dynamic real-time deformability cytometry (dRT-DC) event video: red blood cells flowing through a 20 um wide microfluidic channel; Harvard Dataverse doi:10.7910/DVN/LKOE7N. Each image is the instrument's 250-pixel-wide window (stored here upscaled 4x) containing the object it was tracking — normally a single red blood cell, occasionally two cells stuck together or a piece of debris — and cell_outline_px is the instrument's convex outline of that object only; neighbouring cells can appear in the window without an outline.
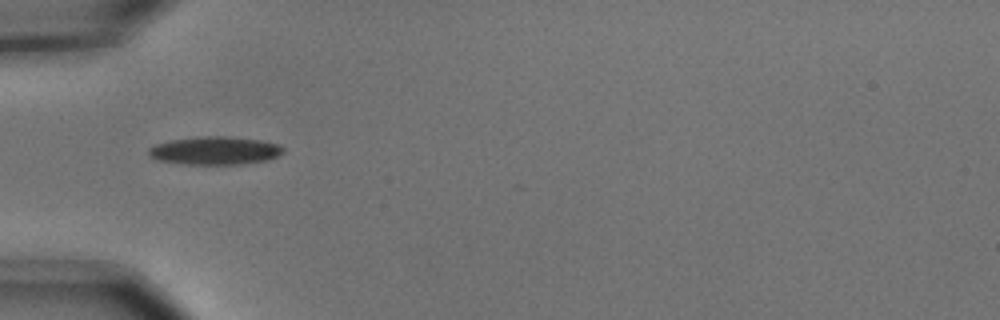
{"species": "common noctule bat (a hibernating species)", "species_latin": "Nyctalus noctula", "temperature_condition": "cold", "stored_images_in_passage": 5, "camera_frame_rate_fps": 3000, "um_per_image_px": 0.085, "animal": {"sex": "male", "body_mass_g": 15.6}, "frame": {"image": 1, "passage_image": 1, "time_ms": 0.0, "image_size_px": [1000, 320], "cell_outline_px": [[284, 152], [268, 160], [240, 164], [184, 164], [156, 160], [148, 156], [148, 148], [156, 144], [172, 140], [204, 136], [224, 136], [260, 140], [276, 144], [284, 148]], "centroid_in_image_um": [18.23, 12.81], "position_along_channel_um": 66.8, "area_um2": 21.91}}
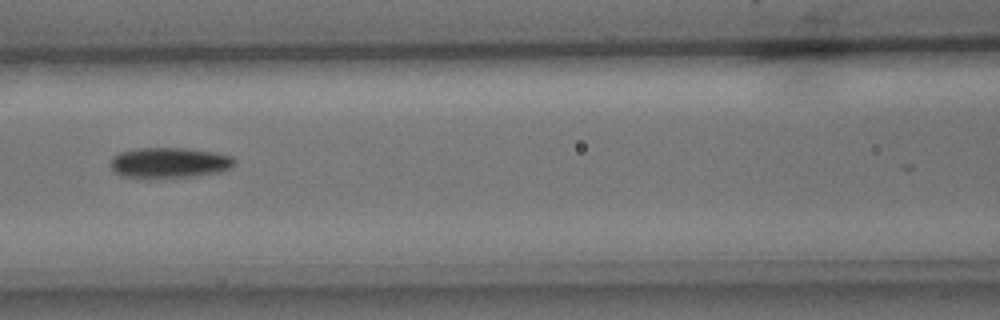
{"frame": {"image": 2, "passage_image": 3, "time_ms": 0.667, "image_size_px": [1000, 320], "cell_outline_px": [[236, 160], [228, 168], [216, 172], [196, 176], [160, 180], [148, 180], [120, 176], [112, 172], [112, 156], [120, 152], [140, 148], [184, 148], [212, 152], [232, 156]], "centroid_in_image_um": [14.3, 13.88], "position_along_channel_um": 152.3, "area_um2": 22.54}}
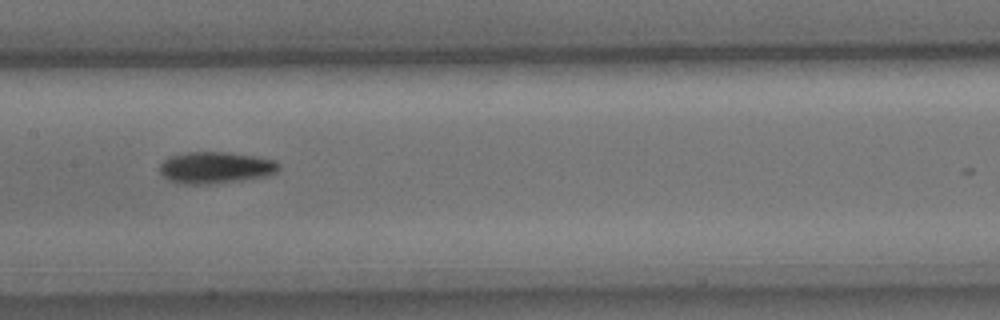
{"frame": {"image": 3, "passage_image": 4, "time_ms": 1.0, "image_size_px": [1000, 320], "cell_outline_px": [[280, 168], [276, 172], [268, 176], [204, 184], [184, 184], [168, 180], [160, 172], [160, 164], [168, 156], [188, 152], [228, 152], [256, 156], [276, 160], [280, 164]], "centroid_in_image_um": [18.33, 14.23], "position_along_channel_um": 189.1, "area_um2": 21.91}}